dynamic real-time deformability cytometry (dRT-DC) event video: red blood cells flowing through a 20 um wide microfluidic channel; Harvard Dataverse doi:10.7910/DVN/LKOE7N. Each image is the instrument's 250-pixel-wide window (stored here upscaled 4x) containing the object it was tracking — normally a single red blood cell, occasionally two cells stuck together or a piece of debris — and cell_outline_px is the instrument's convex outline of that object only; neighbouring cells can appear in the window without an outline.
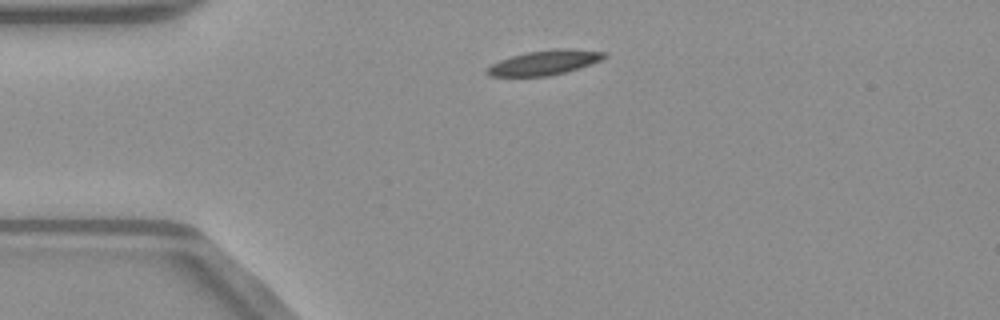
{"species": "common noctule bat (a hibernating species)", "species_latin": "Nyctalus noctula", "temperature_condition": "warm", "stored_images_in_passage": 40, "camera_frame_rate_fps": 3000, "um_per_image_px": 0.085, "animal": {"sex": "male", "body_mass_g": 23.1, "forearm_length_mm": 52.7}, "frame": {"image": 1, "passage_image": 1, "time_ms": 0.0, "image_size_px": [1000, 320], "cell_outline_px": [[608, 56], [600, 60], [580, 68], [548, 76], [488, 76], [484, 72], [484, 68], [500, 60], [512, 56], [528, 52], [556, 48], [572, 48], [608, 52]], "centroid_in_image_um": [46.29, 5.31], "position_along_channel_um": 38.7, "area_um2": 16.99}}
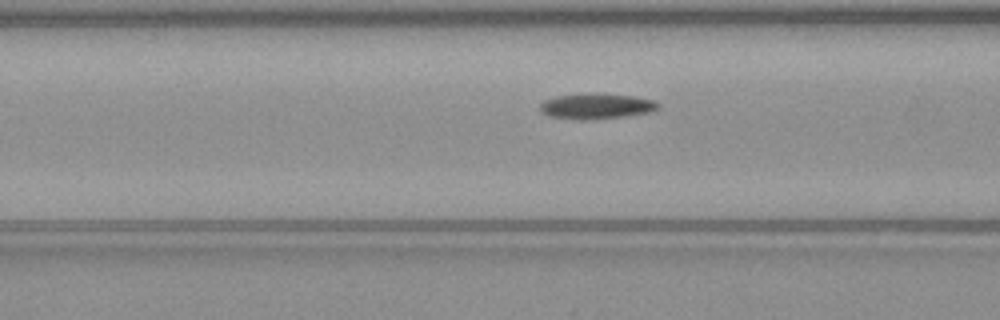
{"frame": {"image": 2, "passage_image": 9, "time_ms": 2.667, "image_size_px": [1000, 320], "cell_outline_px": [[660, 108], [648, 112], [624, 116], [584, 120], [548, 116], [540, 112], [540, 104], [544, 100], [556, 96], [580, 92], [604, 92], [636, 96], [652, 100], [660, 104]], "centroid_in_image_um": [50.66, 8.98], "position_along_channel_um": 115.9, "area_um2": 18.03}}
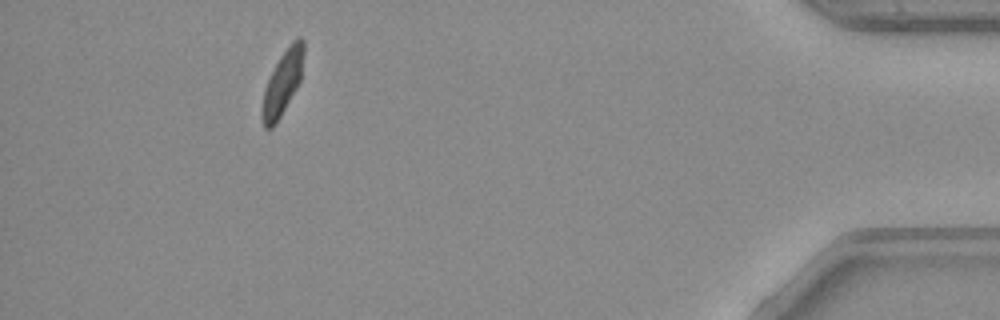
{"frame": {"image": 3, "passage_image": 36, "time_ms": 11.667, "image_size_px": [1000, 320], "cell_outline_px": [[304, 52], [300, 80], [296, 88], [276, 124], [272, 128], [264, 128], [264, 88], [280, 56], [292, 40], [300, 36], [304, 40]], "centroid_in_image_um": [24.07, 6.96], "position_along_channel_um": 411.1, "area_um2": 14.91}}